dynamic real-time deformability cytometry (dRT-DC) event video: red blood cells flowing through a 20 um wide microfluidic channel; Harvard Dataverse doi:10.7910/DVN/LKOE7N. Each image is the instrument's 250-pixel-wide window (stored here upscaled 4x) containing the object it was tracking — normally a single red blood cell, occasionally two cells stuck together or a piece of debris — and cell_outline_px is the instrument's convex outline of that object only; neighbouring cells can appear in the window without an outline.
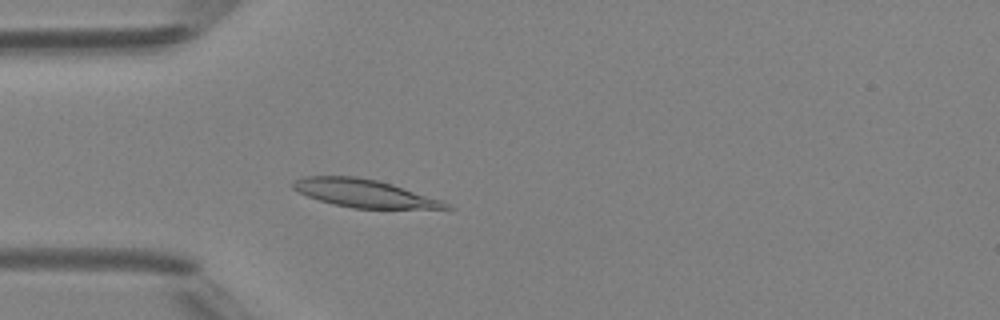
{"species": "Egyptian fruit bat (a non-hibernating species)", "species_latin": "Rousettus aegyptiacus", "temperature_condition": "room temperature", "stored_images_in_passage": 4, "camera_frame_rate_fps": 3000, "um_per_image_px": 0.085, "animal": {"sex": "female"}, "frame": {"image": 1, "passage_image": 4, "time_ms": 3.333, "image_size_px": [1000, 320], "cell_outline_px": [[456, 208], [352, 208], [332, 204], [308, 196], [292, 188], [292, 180], [304, 176], [356, 176], [376, 180], [392, 184], [444, 200]], "centroid_in_image_um": [30.96, 16.42], "position_along_channel_um": 54.0, "area_um2": 24.8}}